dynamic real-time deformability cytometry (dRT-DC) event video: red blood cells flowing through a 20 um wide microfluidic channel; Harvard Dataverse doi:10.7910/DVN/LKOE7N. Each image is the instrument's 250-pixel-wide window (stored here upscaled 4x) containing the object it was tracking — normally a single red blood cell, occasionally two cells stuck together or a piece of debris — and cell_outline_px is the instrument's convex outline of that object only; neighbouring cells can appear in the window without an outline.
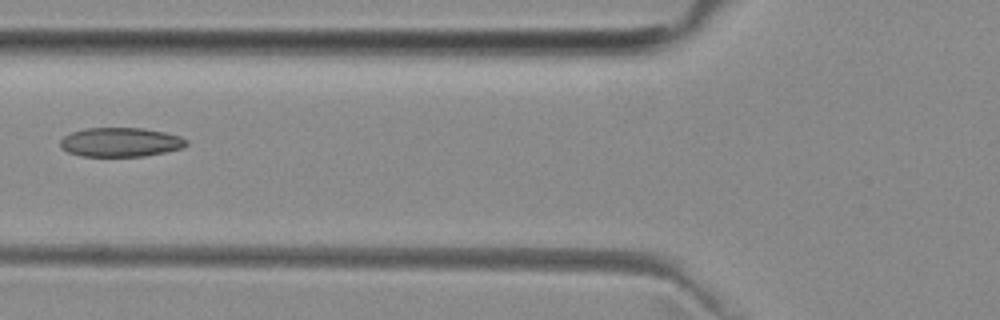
{"species": "common noctule bat (a hibernating species)", "species_latin": "Nyctalus noctula", "temperature_condition": "room temperature", "stored_images_in_passage": 5, "camera_frame_rate_fps": 3000, "um_per_image_px": 0.085, "animal": {"sex": "female", "body_mass_g": 29.2, "forearm_length_mm": 56.3}, "frame": {"image": 1, "passage_image": 4, "time_ms": 4.333, "image_size_px": [1000, 320], "cell_outline_px": [[188, 144], [184, 148], [144, 156], [84, 156], [68, 152], [60, 148], [60, 140], [64, 136], [72, 132], [84, 128], [144, 128], [164, 132], [180, 136], [188, 140]], "centroid_in_image_um": [10.26, 12.08], "position_along_channel_um": 115.5, "area_um2": 21.5}}
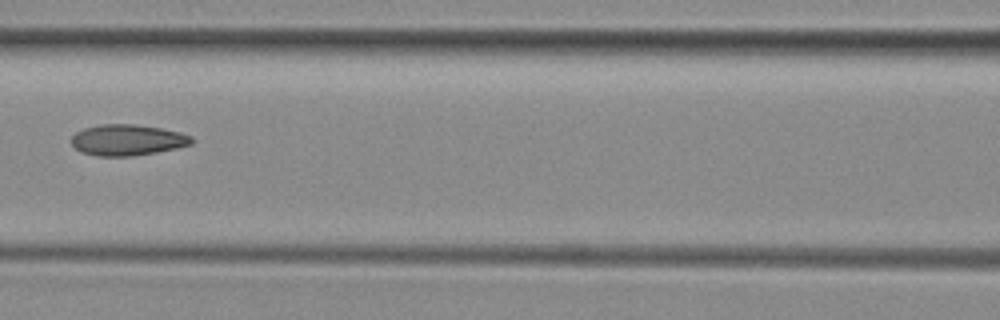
{"frame": {"image": 2, "passage_image": 5, "time_ms": 5.333, "image_size_px": [1000, 320], "cell_outline_px": [[196, 140], [192, 144], [176, 148], [156, 152], [132, 156], [96, 156], [80, 152], [72, 144], [72, 136], [76, 132], [84, 128], [100, 124], [132, 124], [160, 128], [180, 132], [192, 136]], "centroid_in_image_um": [10.84, 11.9], "position_along_channel_um": 155.8, "area_um2": 21.79}}